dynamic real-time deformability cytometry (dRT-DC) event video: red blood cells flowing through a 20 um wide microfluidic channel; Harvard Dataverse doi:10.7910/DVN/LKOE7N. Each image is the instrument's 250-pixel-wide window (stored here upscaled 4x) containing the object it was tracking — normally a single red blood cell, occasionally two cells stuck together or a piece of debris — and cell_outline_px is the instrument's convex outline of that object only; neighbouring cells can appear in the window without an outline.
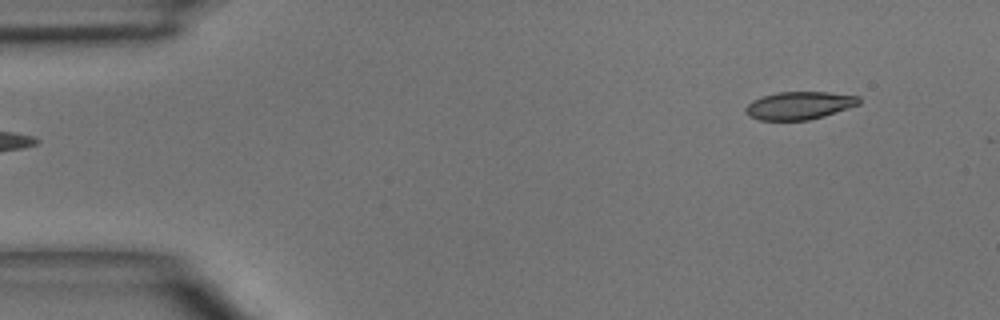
{"species": "common noctule bat (a hibernating species)", "species_latin": "Nyctalus noctula", "temperature_condition": "room temperature", "stored_images_in_passage": 4, "segment_of_instrument_passage": [2, 2], "camera_frame_rate_fps": 3000, "um_per_image_px": 0.085, "animal": {"sex": "male", "body_mass_g": 15.6}, "frame": {"image": 1, "passage_image": 4, "time_ms": 4.333, "image_size_px": [1000, 320], "cell_outline_px": [[860, 104], [824, 116], [808, 120], [760, 120], [748, 116], [744, 108], [752, 100], [764, 96], [780, 92], [828, 92], [860, 96]], "centroid_in_image_um": [67.94, 8.97], "position_along_channel_um": 17.1, "area_um2": 18.32}}